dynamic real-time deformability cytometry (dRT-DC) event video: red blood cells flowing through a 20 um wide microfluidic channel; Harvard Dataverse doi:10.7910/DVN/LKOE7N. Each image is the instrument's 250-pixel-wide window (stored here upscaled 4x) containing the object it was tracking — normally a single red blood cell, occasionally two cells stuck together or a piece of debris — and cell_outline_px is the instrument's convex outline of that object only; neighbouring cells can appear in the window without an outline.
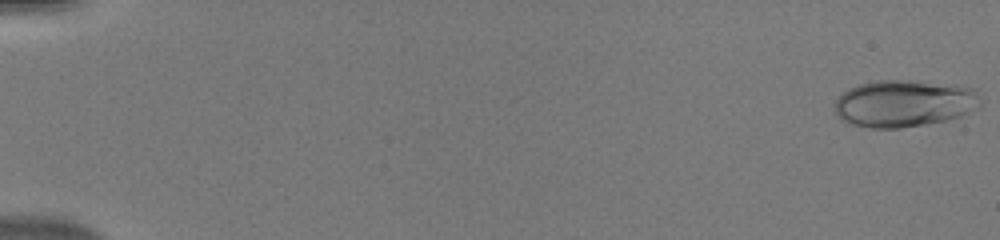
{"species": "human", "species_latin": "Homo sapiens", "temperature_condition": "warm", "stored_images_in_passage": 14, "camera_frame_rate_fps": 3000, "um_per_image_px": 0.085, "donor": {"sex": "male"}, "frame": {"image": 1, "passage_image": 1, "time_ms": 0.0, "image_size_px": [1000, 240], "cell_outline_px": [[980, 108], [964, 116], [948, 120], [928, 124], [900, 128], [872, 128], [852, 124], [836, 116], [832, 108], [832, 104], [848, 88], [872, 80], [916, 80], [956, 84], [976, 88], [980, 96]], "centroid_in_image_um": [76.91, 8.78], "position_along_channel_um": 8.1, "area_um2": 41.04}}